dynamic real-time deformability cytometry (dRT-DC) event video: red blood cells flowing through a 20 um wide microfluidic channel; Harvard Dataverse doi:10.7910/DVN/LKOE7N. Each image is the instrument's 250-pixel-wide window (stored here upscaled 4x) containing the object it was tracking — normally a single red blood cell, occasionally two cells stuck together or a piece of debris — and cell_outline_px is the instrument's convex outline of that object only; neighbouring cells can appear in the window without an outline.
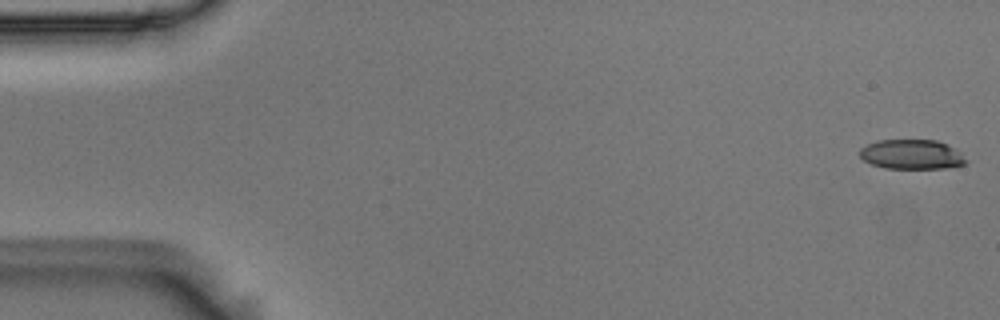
{"species": "Egyptian fruit bat (a non-hibernating species)", "species_latin": "Rousettus aegyptiacus", "temperature_condition": "room temperature", "stored_images_in_passage": 48, "camera_frame_rate_fps": 3000, "um_per_image_px": 0.085, "animal": {"sex": "male"}, "frame": {"image": 1, "passage_image": 1, "time_ms": 0.0, "image_size_px": [1000, 320], "cell_outline_px": [[968, 160], [964, 164], [948, 168], [884, 168], [872, 164], [864, 160], [860, 156], [860, 148], [868, 144], [880, 140], [936, 140], [948, 144], [956, 148]], "centroid_in_image_um": [77.53, 13.12], "position_along_channel_um": 7.5, "area_um2": 18.38}}
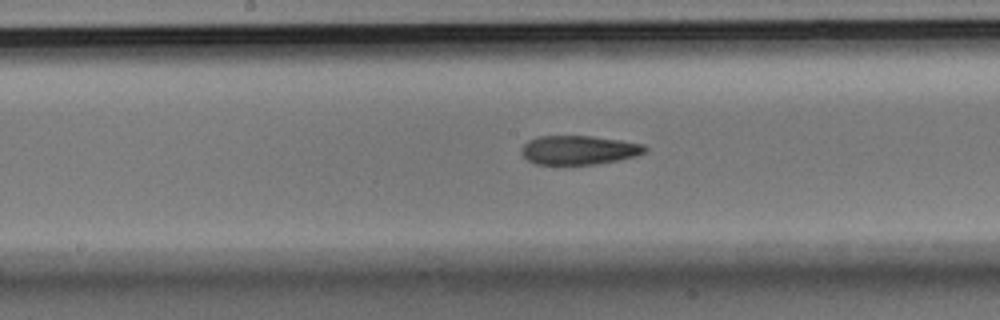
{"frame": {"image": 2, "passage_image": 28, "time_ms": 9.0, "image_size_px": [1000, 320], "cell_outline_px": [[648, 148], [644, 152], [636, 156], [596, 164], [536, 164], [528, 160], [520, 152], [524, 144], [528, 140], [536, 136], [592, 136], [620, 140], [644, 144]], "centroid_in_image_um": [49.19, 12.74], "position_along_channel_um": 199.0, "area_um2": 20.81}}
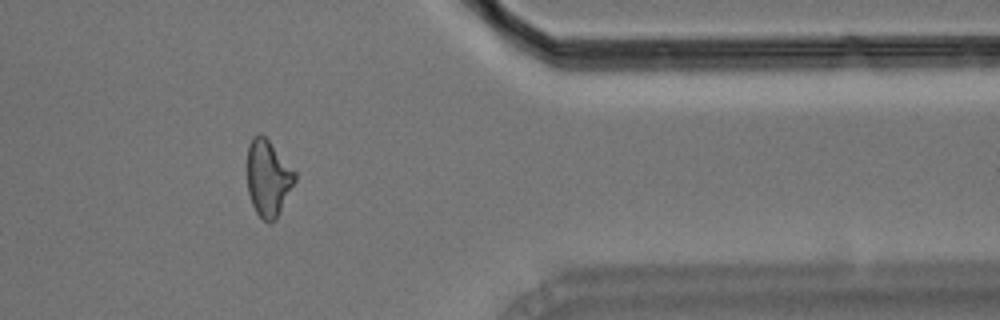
{"frame": {"image": 3, "passage_image": 45, "time_ms": 14.667, "image_size_px": [1000, 320], "cell_outline_px": [[296, 180], [276, 220], [268, 224], [256, 212], [252, 204], [248, 192], [248, 144], [252, 136], [260, 132], [268, 140], [296, 172]], "centroid_in_image_um": [22.79, 15.15], "position_along_channel_um": 388.6, "area_um2": 21.15}, "authors_computed_cell_mechanics": {"area_um2": 21.1548, "velocity_mm_per_s": 3.6692, "shape_relaxation_time_tau1_ms": null, "shape_relaxation_time_tau2_ms": 4.2292, "deformation_change_tau1": null, "deformation_change_tau2": 0.142}}